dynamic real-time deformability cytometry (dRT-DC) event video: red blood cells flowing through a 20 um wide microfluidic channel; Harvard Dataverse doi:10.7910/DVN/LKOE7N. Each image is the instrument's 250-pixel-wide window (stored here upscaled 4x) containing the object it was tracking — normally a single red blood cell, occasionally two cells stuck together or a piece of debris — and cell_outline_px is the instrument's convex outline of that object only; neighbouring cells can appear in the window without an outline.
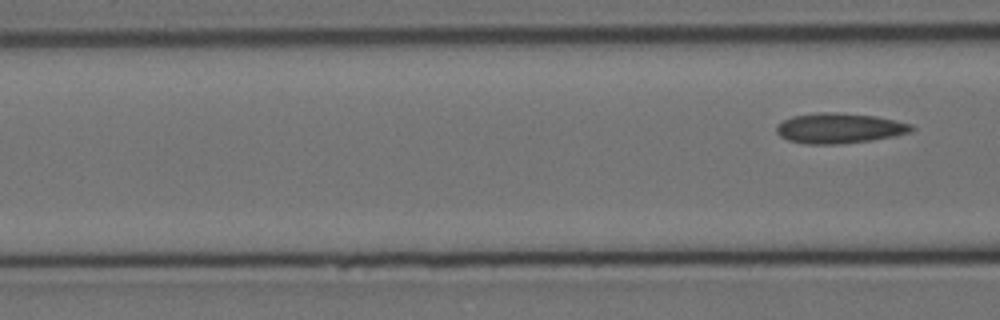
{"species": "Egyptian fruit bat (a non-hibernating species)", "species_latin": "Rousettus aegyptiacus", "temperature_condition": "cold", "stored_images_in_passage": 8, "segment_of_instrument_passage": [2, 2], "camera_frame_rate_fps": 3000, "um_per_image_px": 0.085, "animal": {"sex": "female"}, "frame": {"image": 1, "passage_image": 8, "time_ms": 9.333, "image_size_px": [1000, 320], "cell_outline_px": [[916, 128], [912, 132], [872, 140], [840, 144], [808, 144], [788, 140], [780, 136], [776, 132], [776, 124], [792, 116], [820, 112], [840, 112], [876, 116], [912, 124]], "centroid_in_image_um": [71.35, 10.89], "position_along_channel_um": 95.3, "area_um2": 23.93}}